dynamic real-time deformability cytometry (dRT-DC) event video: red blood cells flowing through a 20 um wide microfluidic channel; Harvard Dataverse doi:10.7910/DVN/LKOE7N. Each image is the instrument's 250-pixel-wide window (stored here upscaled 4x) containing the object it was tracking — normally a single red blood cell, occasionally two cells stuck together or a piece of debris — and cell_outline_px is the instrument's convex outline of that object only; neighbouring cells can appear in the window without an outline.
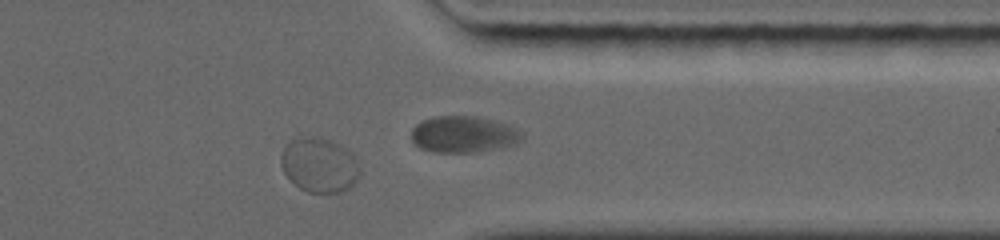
{"species": "common noctule bat (a hibernating species)", "species_latin": "Nyctalus noctula", "temperature_condition": "warm", "stored_images_in_passage": 20, "camera_frame_rate_fps": 5000, "um_per_image_px": 0.085, "animal": {"sex": "female", "body_mass_g": 19.0, "forearm_length_mm": 56.7}, "frame": {"image": 1, "passage_image": 13, "time_ms": 10.4, "image_size_px": [1000, 240], "cell_outline_px": [[360, 176], [348, 188], [340, 192], [308, 192], [300, 188], [284, 172], [280, 164], [280, 156], [284, 148], [292, 140], [312, 136], [328, 140], [340, 144], [348, 148], [352, 152], [360, 168]], "centroid_in_image_um": [27.17, 14.02], "position_along_channel_um": 384.2, "area_um2": 24.85}}
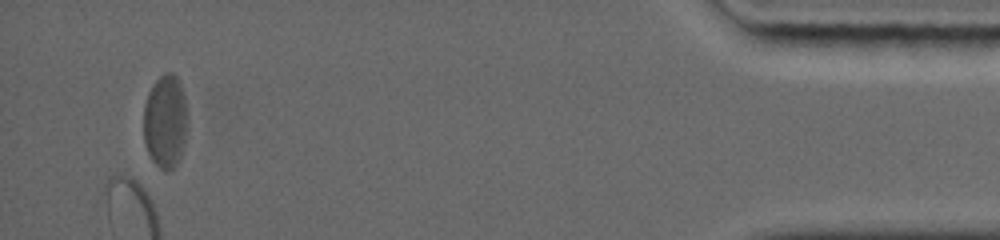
{"frame": {"image": 2, "passage_image": 18, "time_ms": 13.8, "image_size_px": [1000, 240], "cell_outline_px": [[184, 140], [180, 156], [176, 164], [168, 172], [160, 168], [152, 160], [144, 144], [144, 104], [148, 92], [152, 84], [164, 72], [172, 72], [176, 76], [180, 84], [184, 96]], "centroid_in_image_um": [13.99, 10.3], "position_along_channel_um": 421.2, "area_um2": 23.35}}